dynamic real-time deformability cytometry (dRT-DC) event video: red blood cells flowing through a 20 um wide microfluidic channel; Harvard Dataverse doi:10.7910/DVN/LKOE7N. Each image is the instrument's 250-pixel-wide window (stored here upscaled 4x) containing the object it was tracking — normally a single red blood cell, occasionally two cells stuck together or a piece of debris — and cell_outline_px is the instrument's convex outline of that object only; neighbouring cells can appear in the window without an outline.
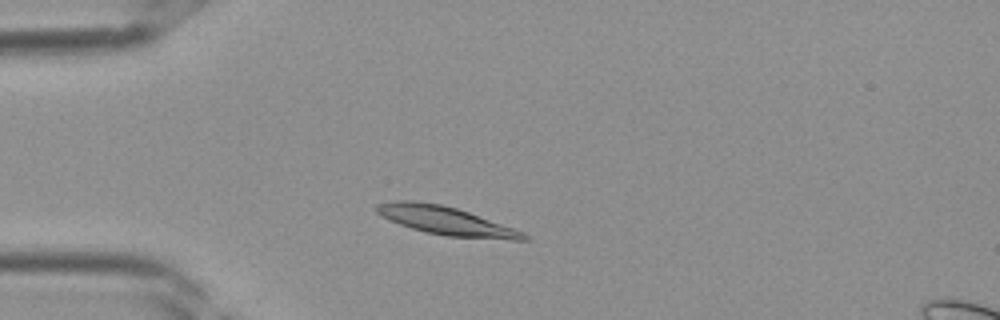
{"species": "Egyptian fruit bat (a non-hibernating species)", "species_latin": "Rousettus aegyptiacus", "temperature_condition": "room temperature", "stored_images_in_passage": 34, "camera_frame_rate_fps": 3000, "um_per_image_px": 0.085, "frame": {"image": 1, "passage_image": 6, "time_ms": 1.667, "image_size_px": [1000, 320], "cell_outline_px": [[532, 240], [512, 240], [448, 236], [428, 232], [412, 228], [400, 224], [376, 212], [376, 204], [392, 200], [412, 200], [440, 204], [456, 208], [468, 212], [524, 232]], "centroid_in_image_um": [37.92, 18.76], "position_along_channel_um": 47.1, "area_um2": 23.93}}
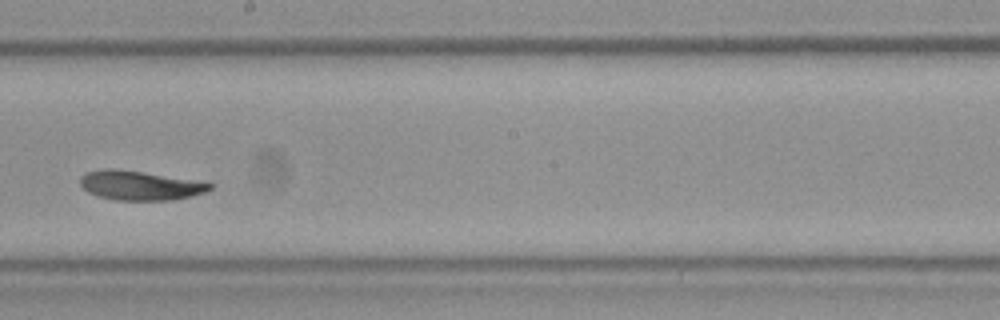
{"frame": {"image": 2, "passage_image": 18, "time_ms": 5.667, "image_size_px": [1000, 320], "cell_outline_px": [[212, 188], [204, 192], [192, 196], [172, 200], [116, 200], [100, 196], [88, 192], [80, 184], [80, 176], [84, 172], [104, 168], [112, 168], [208, 180], [212, 184]], "centroid_in_image_um": [11.97, 15.74], "position_along_channel_um": 236.2, "area_um2": 22.66}}
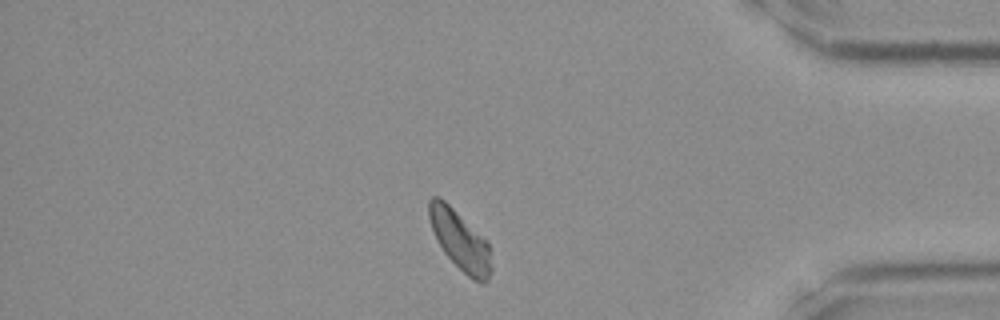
{"frame": {"image": 3, "passage_image": 29, "time_ms": 9.333, "image_size_px": [1000, 320], "cell_outline_px": [[492, 272], [488, 280], [484, 284], [472, 280], [444, 252], [432, 228], [428, 216], [428, 200], [432, 196], [440, 196], [488, 240], [492, 268]], "centroid_in_image_um": [39.13, 20.42], "position_along_channel_um": 396.1, "area_um2": 21.62}}